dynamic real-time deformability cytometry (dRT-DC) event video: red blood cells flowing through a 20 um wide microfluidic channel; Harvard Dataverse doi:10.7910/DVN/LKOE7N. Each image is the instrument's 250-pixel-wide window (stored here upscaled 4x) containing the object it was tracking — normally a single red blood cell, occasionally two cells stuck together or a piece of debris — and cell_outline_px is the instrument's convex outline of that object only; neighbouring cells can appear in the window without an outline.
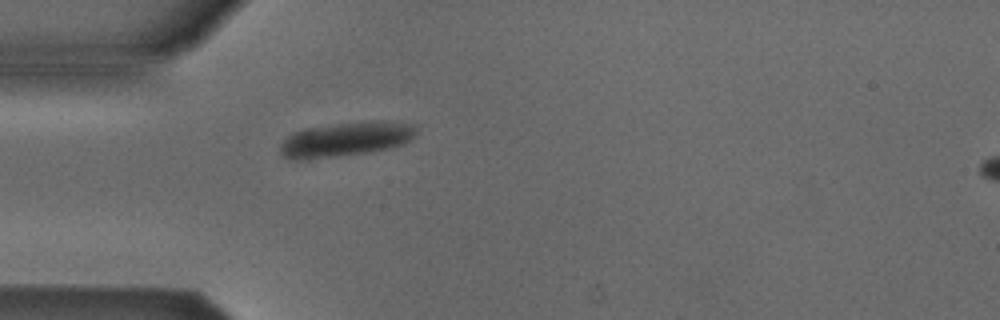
{"species": "Egyptian fruit bat (a non-hibernating species)", "species_latin": "Rousettus aegyptiacus", "temperature_condition": "cold", "stored_images_in_passage": 2, "camera_frame_rate_fps": 3000, "um_per_image_px": 0.085, "animal": {"sex": "male"}, "frame": {"image": 1, "passage_image": 2, "time_ms": 1.333, "image_size_px": [1000, 320], "cell_outline_px": [[416, 136], [404, 144], [372, 152], [336, 156], [284, 156], [280, 152], [280, 144], [288, 136], [296, 132], [308, 128], [336, 124], [372, 120], [392, 120], [412, 124], [416, 128]], "centroid_in_image_um": [29.57, 11.78], "position_along_channel_um": 55.4, "area_um2": 26.53}}